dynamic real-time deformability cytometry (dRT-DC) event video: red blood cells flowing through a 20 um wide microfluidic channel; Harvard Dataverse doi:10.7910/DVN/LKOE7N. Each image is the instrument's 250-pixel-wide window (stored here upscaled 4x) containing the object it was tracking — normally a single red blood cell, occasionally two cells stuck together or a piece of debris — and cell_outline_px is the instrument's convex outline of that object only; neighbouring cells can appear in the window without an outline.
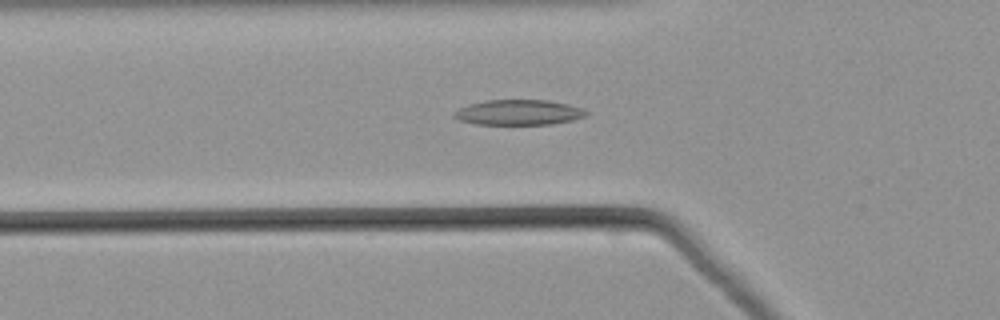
{"species": "common noctule bat (a hibernating species)", "species_latin": "Nyctalus noctula", "temperature_condition": "warm", "stored_images_in_passage": 44, "camera_frame_rate_fps": 3000, "um_per_image_px": 0.085, "animal": {"sex": "male", "body_mass_g": 21.5, "forearm_length_mm": 52.0}, "frame": {"image": 1, "passage_image": 14, "time_ms": 4.333, "image_size_px": [1000, 320], "cell_outline_px": [[588, 112], [584, 116], [572, 120], [552, 124], [476, 124], [460, 120], [452, 116], [452, 112], [468, 104], [484, 100], [548, 100], [568, 104], [580, 108]], "centroid_in_image_um": [44.03, 9.55], "position_along_channel_um": 81.8, "area_um2": 19.36}}
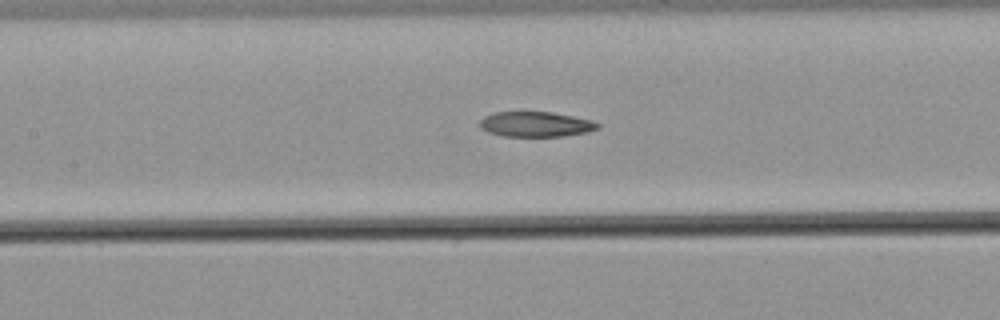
{"frame": {"image": 2, "passage_image": 20, "time_ms": 6.333, "image_size_px": [1000, 320], "cell_outline_px": [[600, 128], [588, 132], [560, 136], [504, 136], [488, 132], [480, 128], [480, 120], [484, 116], [492, 112], [552, 112], [592, 120], [600, 124]], "centroid_in_image_um": [45.53, 10.56], "position_along_channel_um": 161.9, "area_um2": 17.28}}
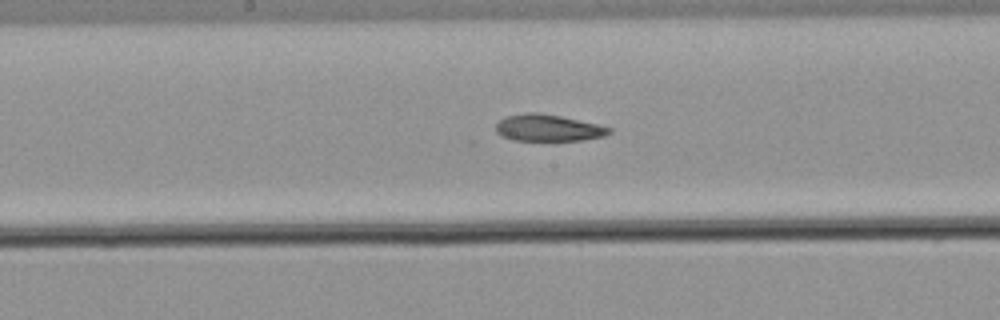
{"frame": {"image": 3, "passage_image": 23, "time_ms": 7.333, "image_size_px": [1000, 320], "cell_outline_px": [[612, 132], [604, 136], [580, 140], [512, 140], [500, 136], [496, 132], [496, 124], [504, 116], [524, 112], [536, 112], [560, 116], [596, 124], [612, 128]], "centroid_in_image_um": [46.54, 10.86], "position_along_channel_um": 201.7, "area_um2": 17.63}}